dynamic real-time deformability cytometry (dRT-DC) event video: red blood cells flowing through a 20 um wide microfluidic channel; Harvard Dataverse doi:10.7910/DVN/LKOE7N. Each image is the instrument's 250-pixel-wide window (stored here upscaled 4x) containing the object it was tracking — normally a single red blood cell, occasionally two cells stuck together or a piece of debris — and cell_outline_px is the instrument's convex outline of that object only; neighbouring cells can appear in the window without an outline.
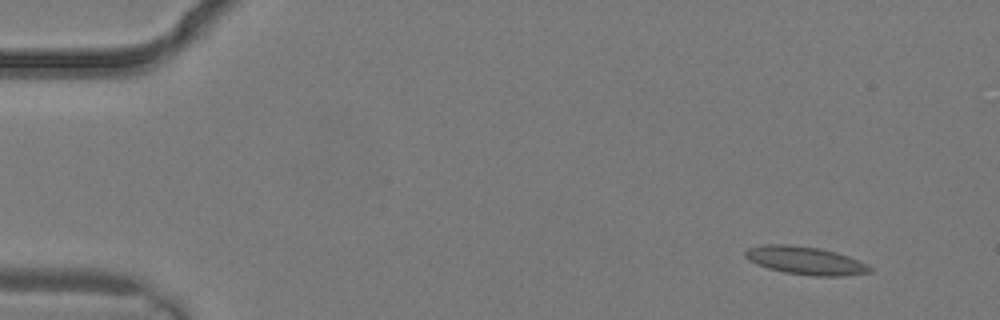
{"species": "common noctule bat (a hibernating species)", "species_latin": "Nyctalus noctula", "temperature_condition": "warm", "stored_images_in_passage": 3, "camera_frame_rate_fps": 3000, "um_per_image_px": 0.085, "animal": {"sex": "male", "body_mass_g": 19.2, "forearm_length_mm": 51.8}, "frame": {"image": 1, "passage_image": 1, "time_ms": 0.0, "image_size_px": [1000, 320], "cell_outline_px": [[872, 272], [844, 276], [812, 276], [784, 272], [768, 268], [756, 264], [748, 260], [744, 256], [744, 252], [748, 248], [764, 244], [788, 244], [820, 248], [836, 252], [848, 256], [868, 264], [872, 268]], "centroid_in_image_um": [68.46, 22.15], "position_along_channel_um": 16.5, "area_um2": 20.52}}
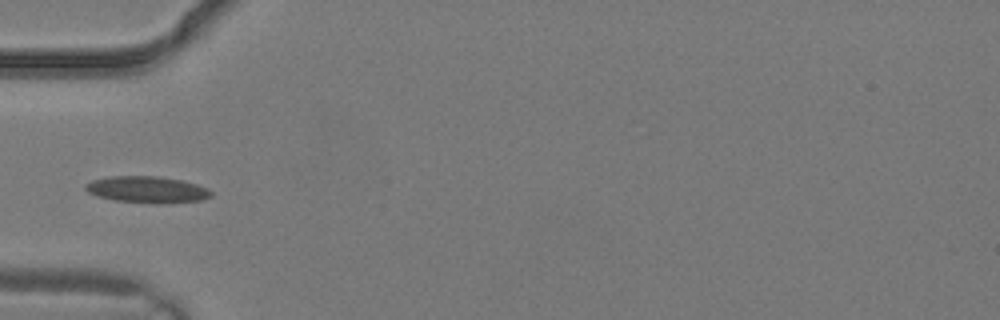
{"frame": {"image": 2, "passage_image": 3, "time_ms": 0.667, "image_size_px": [1000, 320], "cell_outline_px": [[212, 196], [200, 200], [168, 204], [156, 204], [116, 200], [96, 196], [88, 192], [84, 188], [84, 184], [92, 180], [112, 176], [160, 176], [184, 180], [208, 188], [212, 192]], "centroid_in_image_um": [12.52, 16.11], "position_along_channel_um": 72.5, "area_um2": 19.71}}